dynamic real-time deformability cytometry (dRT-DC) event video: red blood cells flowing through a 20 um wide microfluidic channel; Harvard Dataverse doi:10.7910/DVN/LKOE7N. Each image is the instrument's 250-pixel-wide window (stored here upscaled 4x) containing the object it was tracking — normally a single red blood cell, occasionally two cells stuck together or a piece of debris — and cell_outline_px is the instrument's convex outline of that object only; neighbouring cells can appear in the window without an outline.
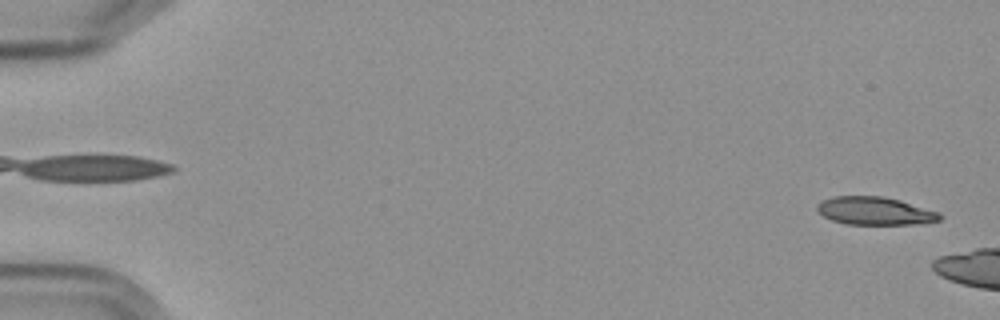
{"species": "Egyptian fruit bat (a non-hibernating species)", "species_latin": "Rousettus aegyptiacus", "temperature_condition": "cold", "stored_images_in_passage": 7, "camera_frame_rate_fps": 3000, "um_per_image_px": 0.085, "frame": {"image": 1, "passage_image": 1, "time_ms": 0.0, "image_size_px": [1000, 320], "cell_outline_px": [[944, 216], [940, 220], [916, 224], [844, 224], [832, 220], [824, 216], [816, 208], [816, 204], [832, 196], [884, 196], [900, 200], [940, 212]], "centroid_in_image_um": [74.39, 17.92], "position_along_channel_um": 10.6, "area_um2": 20.06}}